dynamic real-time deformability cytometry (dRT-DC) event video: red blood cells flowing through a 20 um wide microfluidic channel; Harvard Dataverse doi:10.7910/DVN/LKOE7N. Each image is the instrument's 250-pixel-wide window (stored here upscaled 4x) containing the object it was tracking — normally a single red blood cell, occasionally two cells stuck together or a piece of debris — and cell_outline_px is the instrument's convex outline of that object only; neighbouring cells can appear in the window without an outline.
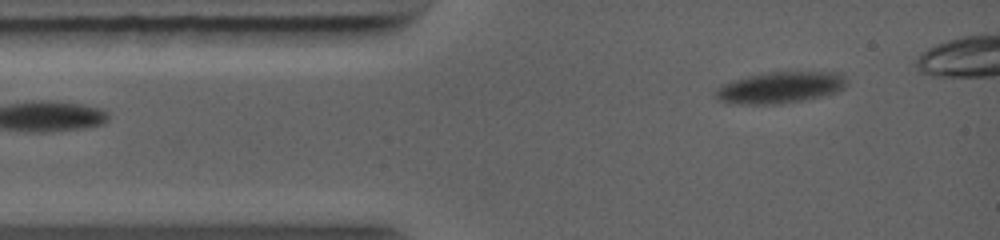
{"species": "common noctule bat (a hibernating species)", "species_latin": "Nyctalus noctula", "temperature_condition": "warm", "stored_images_in_passage": 3, "camera_frame_rate_fps": 5000, "um_per_image_px": 0.085, "animal": {"sex": "female", "body_mass_g": 19.0, "forearm_length_mm": 56.7}, "frame": {"image": 1, "passage_image": 3, "time_ms": 1.2, "image_size_px": [1000, 240], "cell_outline_px": [[844, 88], [836, 92], [820, 96], [800, 100], [776, 104], [744, 104], [720, 100], [716, 96], [716, 88], [720, 84], [732, 80], [748, 76], [768, 72], [840, 72], [844, 76]], "centroid_in_image_um": [66.29, 7.42], "position_along_channel_um": 18.7, "area_um2": 23.58}}